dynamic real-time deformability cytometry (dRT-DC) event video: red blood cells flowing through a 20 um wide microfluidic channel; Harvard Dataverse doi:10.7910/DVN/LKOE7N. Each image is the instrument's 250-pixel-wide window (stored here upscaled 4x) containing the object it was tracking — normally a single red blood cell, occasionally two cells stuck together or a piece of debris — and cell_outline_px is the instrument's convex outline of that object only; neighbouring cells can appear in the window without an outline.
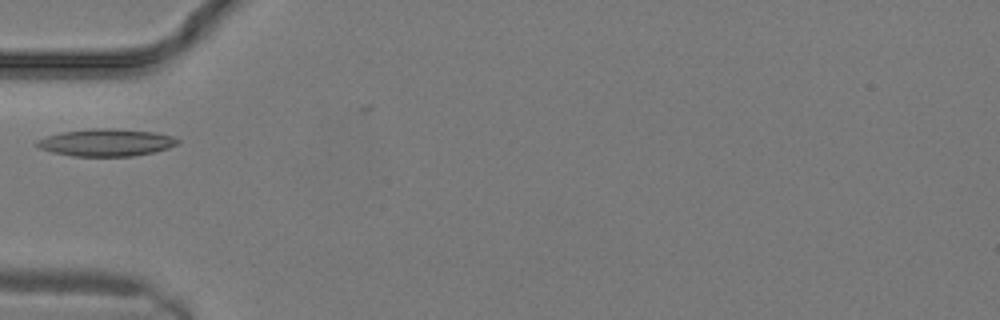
{"species": "common noctule bat (a hibernating species)", "species_latin": "Nyctalus noctula", "temperature_condition": "warm", "stored_images_in_passage": 6, "camera_frame_rate_fps": 3000, "um_per_image_px": 0.085, "animal": {"sex": "male", "body_mass_g": 19.2, "forearm_length_mm": 51.8}, "frame": {"image": 1, "passage_image": 2, "time_ms": 0.333, "image_size_px": [1000, 320], "cell_outline_px": [[180, 140], [176, 144], [168, 148], [152, 152], [132, 156], [72, 156], [52, 152], [40, 148], [36, 144], [36, 140], [60, 132], [92, 128], [112, 128], [156, 132], [172, 136]], "centroid_in_image_um": [9.02, 12.1], "position_along_channel_um": 76.0, "area_um2": 22.31}}
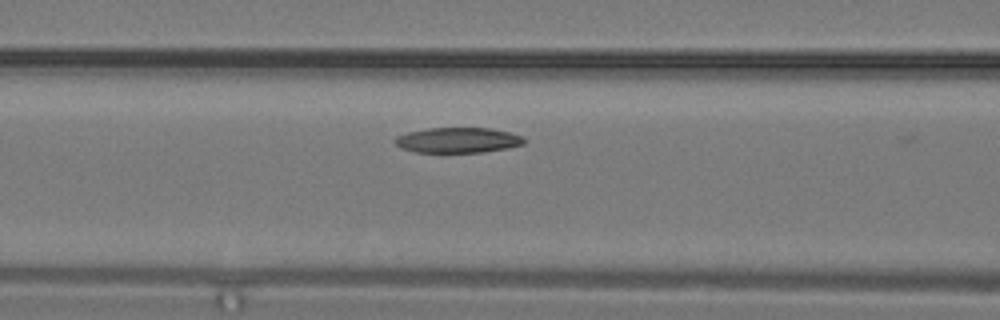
{"frame": {"image": 2, "passage_image": 4, "time_ms": 1.0, "image_size_px": [1000, 320], "cell_outline_px": [[524, 144], [508, 148], [484, 152], [416, 152], [400, 148], [392, 140], [396, 136], [408, 132], [428, 128], [492, 128], [524, 136]], "centroid_in_image_um": [38.91, 11.91], "position_along_channel_um": 127.7, "area_um2": 19.13}}
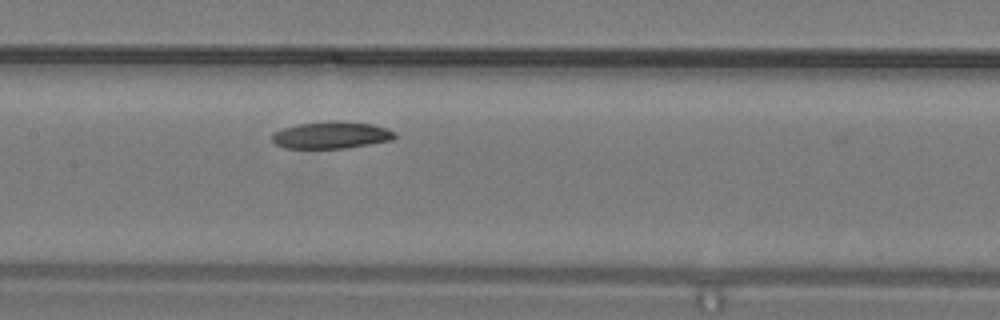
{"frame": {"image": 3, "passage_image": 6, "time_ms": 1.667, "image_size_px": [1000, 320], "cell_outline_px": [[396, 136], [392, 140], [348, 148], [284, 148], [276, 144], [272, 140], [272, 132], [284, 128], [300, 124], [328, 120], [336, 120], [372, 124], [396, 132]], "centroid_in_image_um": [28.16, 11.48], "position_along_channel_um": 179.2, "area_um2": 19.36}}